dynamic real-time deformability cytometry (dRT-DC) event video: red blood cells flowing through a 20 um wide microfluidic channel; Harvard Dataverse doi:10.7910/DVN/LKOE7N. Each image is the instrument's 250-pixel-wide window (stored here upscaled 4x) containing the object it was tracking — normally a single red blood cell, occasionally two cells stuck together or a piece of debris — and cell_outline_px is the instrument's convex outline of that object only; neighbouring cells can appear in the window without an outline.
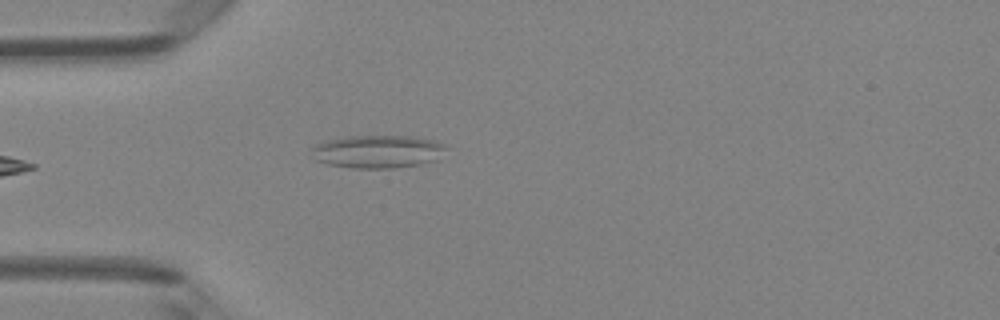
{"species": "Egyptian fruit bat (a non-hibernating species)", "species_latin": "Rousettus aegyptiacus", "temperature_condition": "room temperature", "stored_images_in_passage": 3, "camera_frame_rate_fps": 3000, "um_per_image_px": 0.085, "animal": {"sex": "female"}, "frame": {"image": 1, "passage_image": 3, "time_ms": 0.667, "image_size_px": [1000, 320], "cell_outline_px": [[448, 148], [436, 160], [420, 164], [392, 168], [352, 168], [328, 164], [316, 160], [312, 148], [316, 144], [328, 140], [344, 136], [416, 136], [436, 140], [448, 144]], "centroid_in_image_um": [32.18, 12.87], "position_along_channel_um": 52.8, "area_um2": 26.01}}